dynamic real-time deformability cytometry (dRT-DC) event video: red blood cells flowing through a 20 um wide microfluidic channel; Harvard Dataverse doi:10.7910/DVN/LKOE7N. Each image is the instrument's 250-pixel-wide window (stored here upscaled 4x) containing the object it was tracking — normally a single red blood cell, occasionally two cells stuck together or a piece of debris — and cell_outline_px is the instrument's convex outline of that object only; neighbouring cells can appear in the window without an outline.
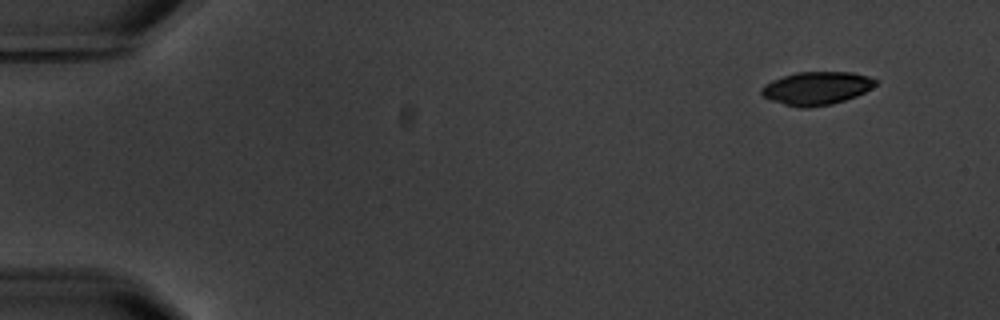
{"species": "common noctule bat (a hibernating species)", "species_latin": "Nyctalus noctula", "temperature_condition": "warm", "stored_images_in_passage": 10, "camera_frame_rate_fps": 3000, "um_per_image_px": 0.085, "animal": {"sex": "male", "body_mass_g": 20.1, "forearm_length_mm": 53.5}, "frame": {"image": 1, "passage_image": 1, "time_ms": 0.0, "image_size_px": [1000, 320], "cell_outline_px": [[880, 80], [872, 88], [856, 96], [832, 104], [808, 108], [800, 108], [784, 104], [772, 100], [764, 96], [760, 92], [760, 88], [764, 84], [772, 80], [796, 72], [852, 72], [868, 76]], "centroid_in_image_um": [69.42, 7.49], "position_along_channel_um": 15.6, "area_um2": 22.08}}
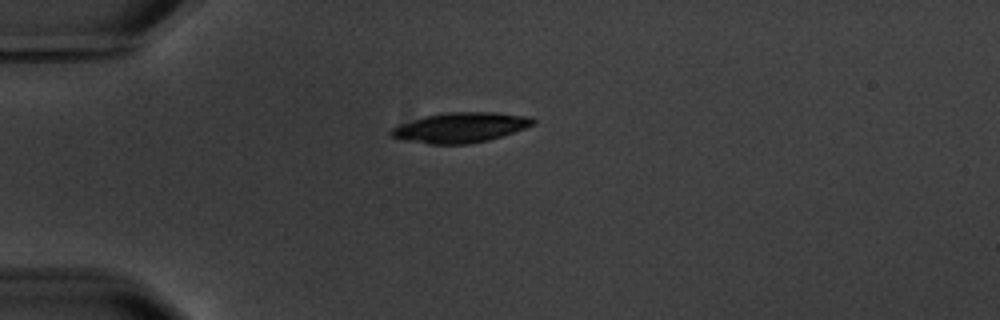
{"frame": {"image": 2, "passage_image": 4, "time_ms": 3.667, "image_size_px": [1000, 320], "cell_outline_px": [[536, 124], [488, 140], [468, 144], [428, 144], [404, 140], [392, 136], [388, 132], [392, 128], [400, 124], [424, 116], [444, 112], [496, 112], [532, 116], [536, 120]], "centroid_in_image_um": [39.15, 10.83], "position_along_channel_um": 45.8, "area_um2": 24.91}}
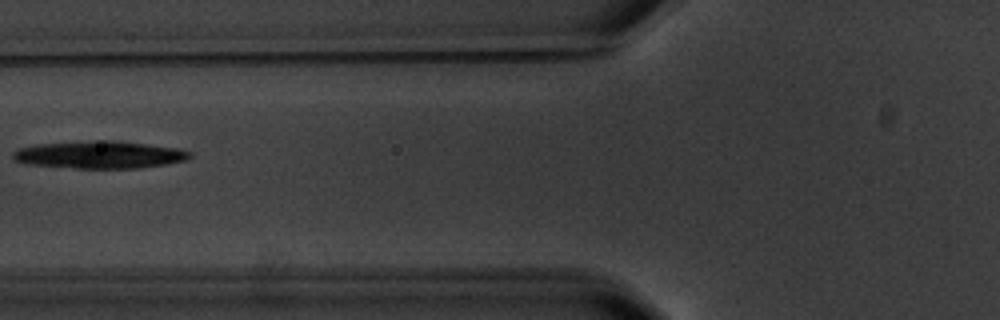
{"frame": {"image": 3, "passage_image": 6, "time_ms": 6.333, "image_size_px": [1000, 320], "cell_outline_px": [[192, 156], [188, 160], [140, 168], [76, 168], [28, 164], [16, 160], [12, 156], [12, 152], [20, 148], [36, 144], [104, 140], [112, 140], [180, 148], [192, 152]], "centroid_in_image_um": [8.51, 13.15], "position_along_channel_um": 117.3, "area_um2": 28.15}}